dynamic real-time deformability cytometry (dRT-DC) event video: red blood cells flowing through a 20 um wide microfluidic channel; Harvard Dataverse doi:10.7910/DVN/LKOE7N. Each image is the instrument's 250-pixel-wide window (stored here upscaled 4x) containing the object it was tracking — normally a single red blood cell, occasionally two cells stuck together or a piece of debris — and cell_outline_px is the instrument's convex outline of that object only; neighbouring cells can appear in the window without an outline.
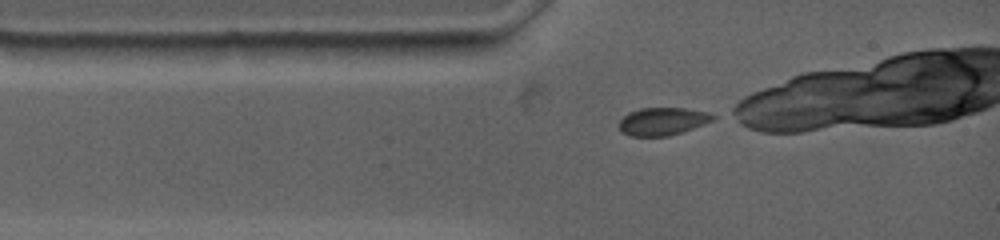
{"species": "common noctule bat (a hibernating species)", "species_latin": "Nyctalus noctula", "temperature_condition": "warm", "stored_images_in_passage": 13, "camera_frame_rate_fps": 4500, "um_per_image_px": 0.085, "animal": {"sex": "female", "body_mass_g": 19.0, "forearm_length_mm": 53.3}, "frame": {"image": 1, "passage_image": 1, "time_ms": 0.0, "image_size_px": [1000, 240], "cell_outline_px": [[716, 116], [712, 120], [704, 124], [668, 136], [632, 136], [624, 132], [620, 128], [620, 120], [628, 112], [640, 108], [684, 108], [708, 112]], "centroid_in_image_um": [56.32, 10.3], "position_along_channel_um": 28.7, "area_um2": 14.91}}
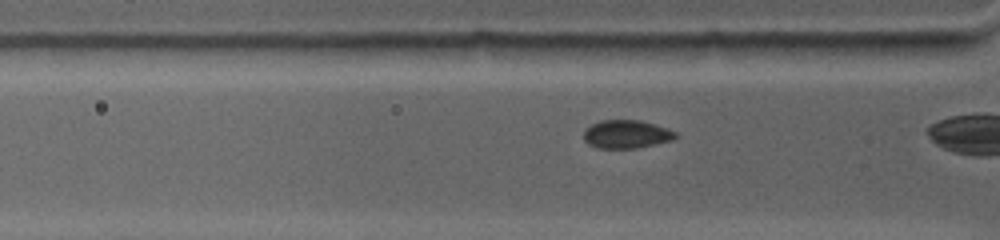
{"frame": {"image": 2, "passage_image": 8, "time_ms": 1.333, "image_size_px": [1000, 240], "cell_outline_px": [[680, 136], [672, 140], [656, 144], [636, 148], [596, 148], [588, 144], [584, 140], [584, 128], [600, 120], [640, 120], [656, 124], [668, 128], [676, 132]], "centroid_in_image_um": [53.26, 11.4], "position_along_channel_um": 72.5, "area_um2": 15.37}}
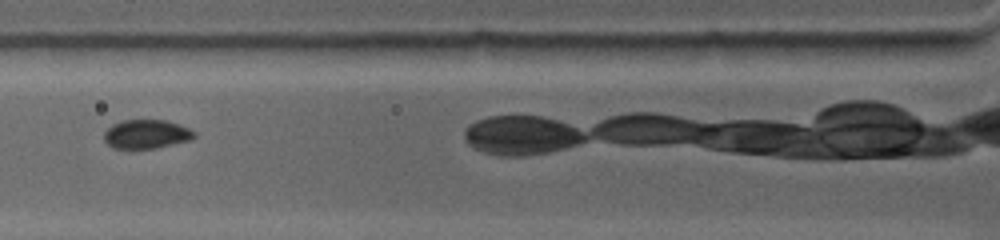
{"frame": {"image": 3, "passage_image": 12, "time_ms": 2.444, "image_size_px": [1000, 240], "cell_outline_px": [[196, 136], [192, 140], [156, 148], [112, 148], [104, 140], [104, 132], [112, 124], [124, 120], [164, 120], [180, 124], [196, 132]], "centroid_in_image_um": [12.47, 11.4], "position_along_channel_um": 113.3, "area_um2": 15.26}}